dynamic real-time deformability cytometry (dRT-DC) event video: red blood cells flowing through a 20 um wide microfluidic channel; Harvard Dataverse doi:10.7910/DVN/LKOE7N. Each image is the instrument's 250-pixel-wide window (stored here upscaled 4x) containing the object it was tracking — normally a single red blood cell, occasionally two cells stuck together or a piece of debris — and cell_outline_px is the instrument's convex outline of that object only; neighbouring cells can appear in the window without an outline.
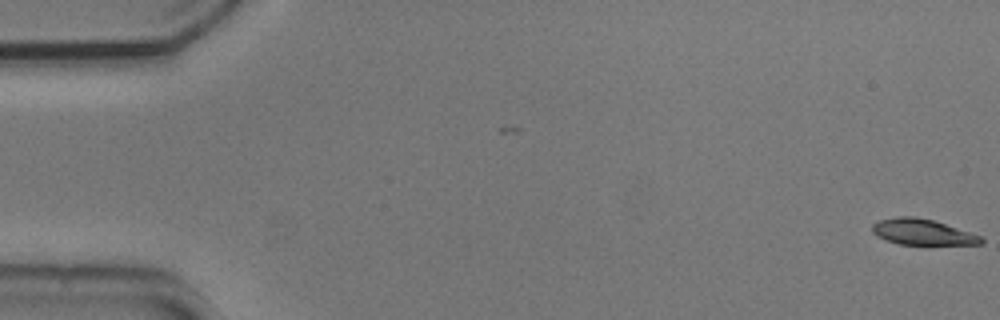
{"species": "common noctule bat (a hibernating species)", "species_latin": "Nyctalus noctula", "temperature_condition": "cold", "stored_images_in_passage": 3, "camera_frame_rate_fps": 3000, "um_per_image_px": 0.085, "animal": {"sex": "male", "body_mass_g": 20.5, "forearm_length_mm": 52.5}, "frame": {"image": 1, "passage_image": 3, "time_ms": 0.667, "image_size_px": [1000, 320], "cell_outline_px": [[984, 244], [900, 244], [876, 236], [872, 232], [872, 224], [880, 220], [900, 216], [916, 216], [932, 220], [980, 236], [984, 240]], "centroid_in_image_um": [78.37, 19.72], "position_along_channel_um": 6.6, "area_um2": 16.01}}